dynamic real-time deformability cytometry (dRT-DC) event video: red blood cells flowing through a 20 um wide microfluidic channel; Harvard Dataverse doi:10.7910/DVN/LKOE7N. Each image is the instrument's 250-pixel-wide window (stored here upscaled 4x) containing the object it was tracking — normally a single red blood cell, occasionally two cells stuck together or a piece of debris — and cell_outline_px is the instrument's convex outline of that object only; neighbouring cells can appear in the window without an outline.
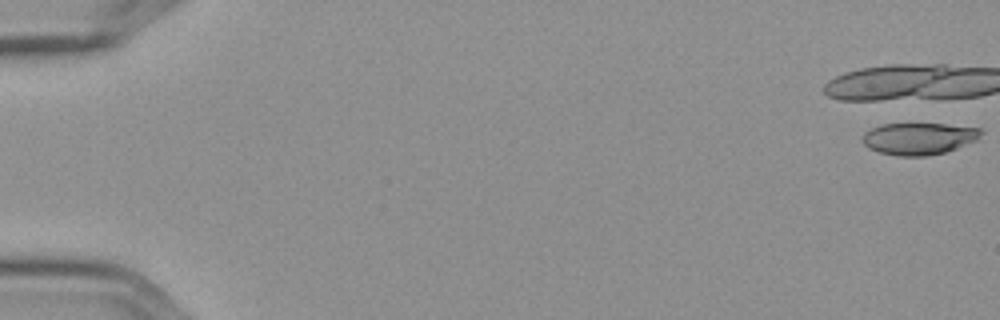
{"species": "Egyptian fruit bat (a non-hibernating species)", "species_latin": "Rousettus aegyptiacus", "temperature_condition": "cold", "stored_images_in_passage": 8, "camera_frame_rate_fps": 3000, "um_per_image_px": 0.085, "frame": {"image": 1, "passage_image": 1, "time_ms": 0.0, "image_size_px": [1000, 320], "cell_outline_px": [[984, 132], [976, 140], [956, 148], [944, 152], [928, 156], [896, 156], [880, 152], [868, 148], [860, 140], [864, 132], [880, 124], [944, 124], [980, 128]], "centroid_in_image_um": [78.07, 11.78], "position_along_channel_um": 6.9, "area_um2": 22.08}}
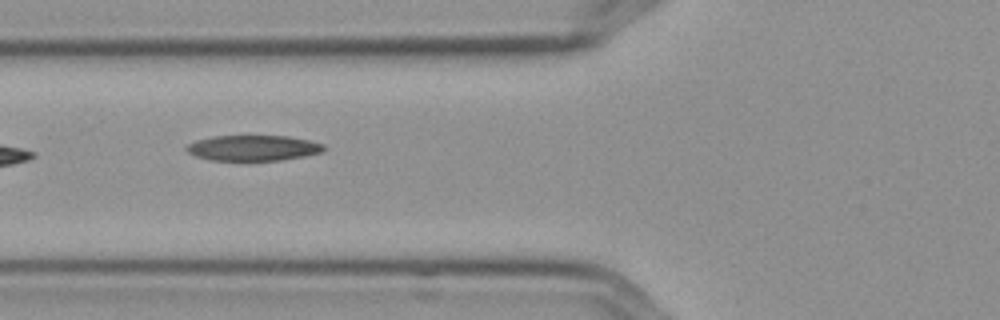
{"frame": {"image": 2, "passage_image": 7, "time_ms": 2.0, "image_size_px": [1000, 320], "cell_outline_px": [[328, 148], [324, 152], [304, 156], [280, 160], [208, 160], [196, 156], [188, 152], [184, 148], [188, 144], [196, 140], [212, 136], [288, 136], [308, 140], [324, 144]], "centroid_in_image_um": [21.54, 12.57], "position_along_channel_um": 104.3, "area_um2": 20.52}}
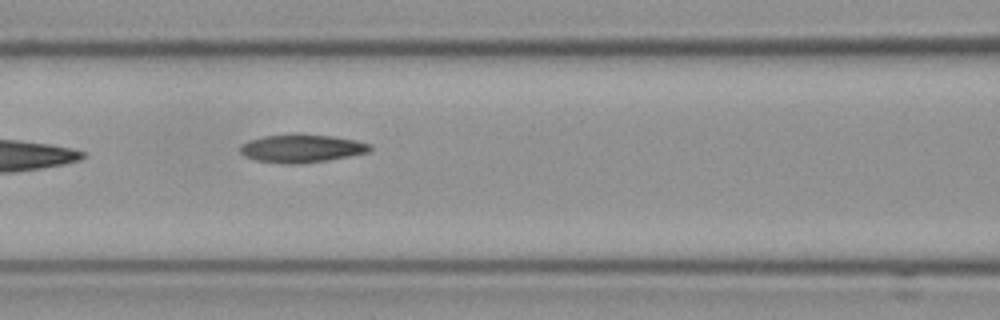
{"frame": {"image": 3, "passage_image": 8, "time_ms": 2.333, "image_size_px": [1000, 320], "cell_outline_px": [[372, 148], [368, 152], [348, 156], [300, 164], [288, 164], [256, 160], [244, 156], [240, 152], [240, 144], [248, 140], [264, 136], [292, 132], [300, 132], [332, 136], [356, 140], [368, 144]], "centroid_in_image_um": [25.58, 12.58], "position_along_channel_um": 141.0, "area_um2": 21.56}}